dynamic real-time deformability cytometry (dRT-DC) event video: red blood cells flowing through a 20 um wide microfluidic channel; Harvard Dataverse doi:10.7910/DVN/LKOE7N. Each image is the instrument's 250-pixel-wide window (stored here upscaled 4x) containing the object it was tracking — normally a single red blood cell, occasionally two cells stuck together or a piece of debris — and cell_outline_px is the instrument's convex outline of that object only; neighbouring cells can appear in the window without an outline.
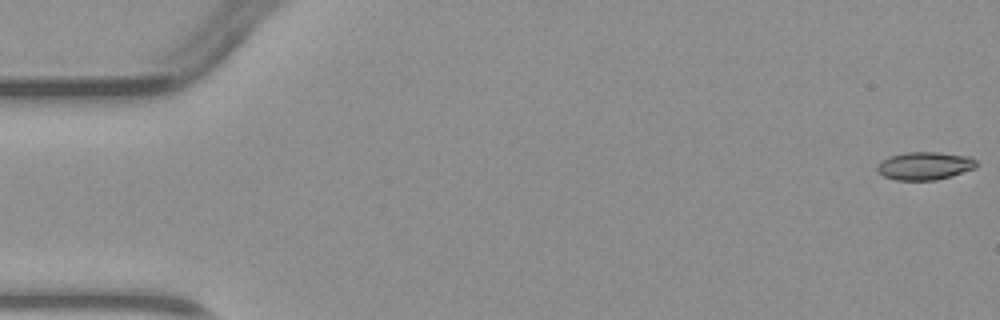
{"species": "common noctule bat (a hibernating species)", "species_latin": "Nyctalus noctula", "temperature_condition": "warm", "stored_images_in_passage": 5, "camera_frame_rate_fps": 3000, "um_per_image_px": 0.085, "animal": {"sex": "male", "body_mass_g": 23.1, "forearm_length_mm": 52.7}, "frame": {"image": 1, "passage_image": 1, "time_ms": 0.0, "image_size_px": [1000, 320], "cell_outline_px": [[976, 168], [952, 176], [936, 180], [896, 180], [884, 176], [876, 168], [876, 164], [888, 156], [908, 152], [936, 152], [972, 156], [976, 160]], "centroid_in_image_um": [78.62, 14.09], "position_along_channel_um": 6.4, "area_um2": 16.3}}